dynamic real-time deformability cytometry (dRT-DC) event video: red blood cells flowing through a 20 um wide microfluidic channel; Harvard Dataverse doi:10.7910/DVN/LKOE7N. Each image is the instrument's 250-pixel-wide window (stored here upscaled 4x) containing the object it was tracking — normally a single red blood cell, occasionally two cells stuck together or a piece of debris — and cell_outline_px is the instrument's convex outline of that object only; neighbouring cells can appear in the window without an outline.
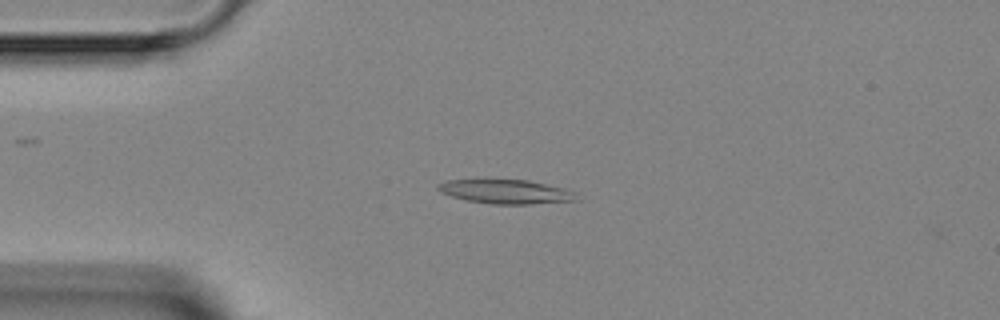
{"species": "Egyptian fruit bat (a non-hibernating species)", "species_latin": "Rousettus aegyptiacus", "temperature_condition": "room temperature", "stored_images_in_passage": 6, "camera_frame_rate_fps": 3000, "um_per_image_px": 0.085, "animal": {"sex": "female"}, "frame": {"image": 1, "passage_image": 3, "time_ms": 2.333, "image_size_px": [1000, 320], "cell_outline_px": [[580, 200], [528, 204], [492, 204], [468, 200], [452, 196], [440, 192], [436, 188], [436, 184], [448, 180], [476, 176], [488, 176], [528, 180], [564, 188], [576, 192]], "centroid_in_image_um": [42.92, 16.22], "position_along_channel_um": 42.1, "area_um2": 20.69}}
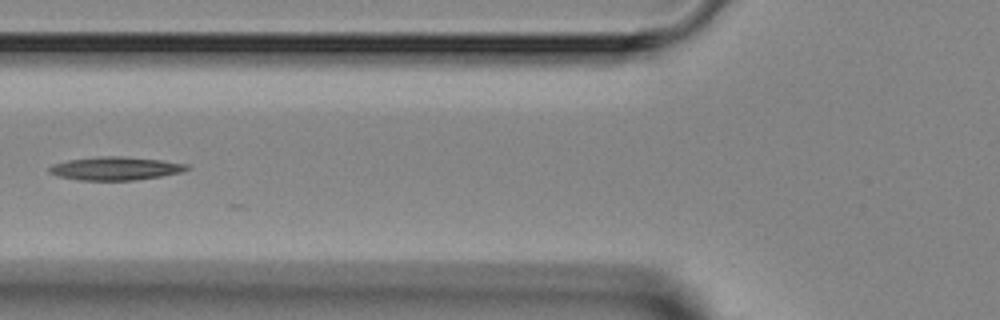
{"frame": {"image": 2, "passage_image": 5, "time_ms": 4.667, "image_size_px": [1000, 320], "cell_outline_px": [[188, 168], [184, 172], [160, 176], [132, 180], [80, 180], [60, 176], [48, 172], [48, 168], [56, 164], [68, 160], [100, 156], [124, 156], [160, 160], [188, 164]], "centroid_in_image_um": [9.84, 14.31], "position_along_channel_um": 116.0, "area_um2": 18.44}}
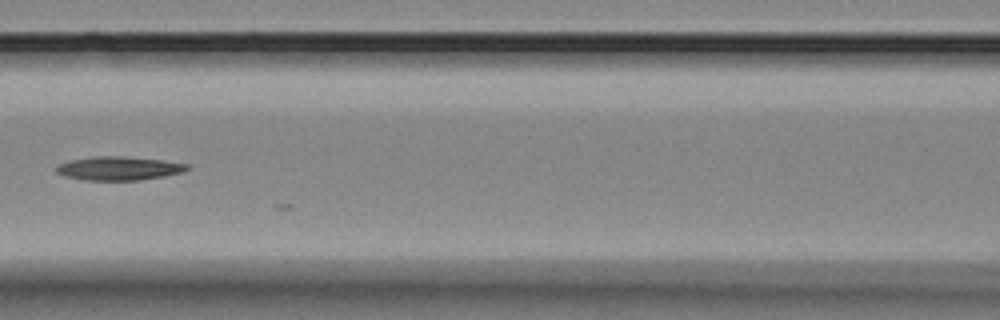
{"frame": {"image": 3, "passage_image": 6, "time_ms": 5.667, "image_size_px": [1000, 320], "cell_outline_px": [[192, 164], [184, 172], [164, 176], [140, 180], [84, 180], [64, 176], [56, 172], [56, 168], [60, 164], [72, 160], [92, 156], [124, 156], [160, 160]], "centroid_in_image_um": [10.13, 14.31], "position_along_channel_um": 156.5, "area_um2": 18.03}}